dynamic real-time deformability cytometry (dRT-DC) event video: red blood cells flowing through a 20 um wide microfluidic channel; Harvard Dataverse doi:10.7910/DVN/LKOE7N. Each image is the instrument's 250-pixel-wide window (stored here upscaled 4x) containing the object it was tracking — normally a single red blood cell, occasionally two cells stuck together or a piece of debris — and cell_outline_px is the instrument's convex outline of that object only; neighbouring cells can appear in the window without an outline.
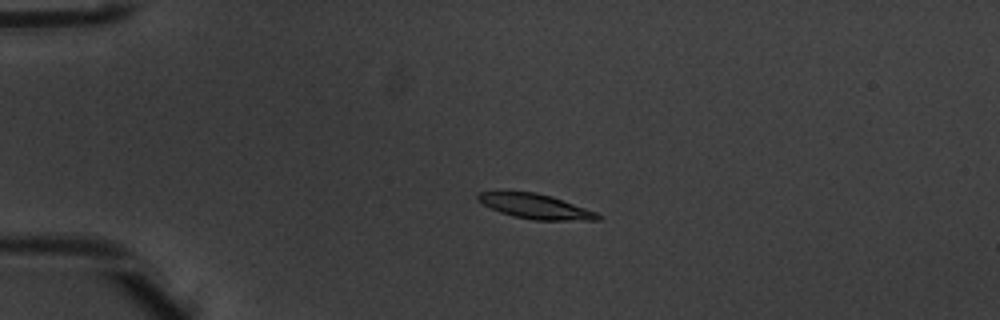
{"species": "common noctule bat (a hibernating species)", "species_latin": "Nyctalus noctula", "temperature_condition": "warm", "stored_images_in_passage": 5, "camera_frame_rate_fps": 3000, "um_per_image_px": 0.085, "animal": {"sex": "male", "body_mass_g": 20.1, "forearm_length_mm": 53.5}, "frame": {"image": 1, "passage_image": 4, "time_ms": 1.0, "image_size_px": [1000, 320], "cell_outline_px": [[604, 216], [600, 220], [532, 220], [512, 216], [500, 212], [476, 200], [476, 192], [536, 192], [552, 196], [596, 212]], "centroid_in_image_um": [45.53, 17.55], "position_along_channel_um": 39.5, "area_um2": 17.28}}